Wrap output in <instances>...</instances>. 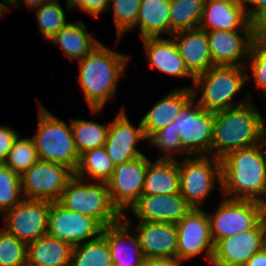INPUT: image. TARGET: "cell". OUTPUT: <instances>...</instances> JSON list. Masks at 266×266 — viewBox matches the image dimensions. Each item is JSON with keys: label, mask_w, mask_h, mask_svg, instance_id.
Masks as SVG:
<instances>
[{"label": "cell", "mask_w": 266, "mask_h": 266, "mask_svg": "<svg viewBox=\"0 0 266 266\" xmlns=\"http://www.w3.org/2000/svg\"><path fill=\"white\" fill-rule=\"evenodd\" d=\"M220 163L221 187L219 189L224 197L252 200L266 205L265 141L231 151L220 159Z\"/></svg>", "instance_id": "6da1fadb"}, {"label": "cell", "mask_w": 266, "mask_h": 266, "mask_svg": "<svg viewBox=\"0 0 266 266\" xmlns=\"http://www.w3.org/2000/svg\"><path fill=\"white\" fill-rule=\"evenodd\" d=\"M266 119L250 98L235 107L214 112L212 156L218 159L227 153L265 141Z\"/></svg>", "instance_id": "7a4b0ae2"}, {"label": "cell", "mask_w": 266, "mask_h": 266, "mask_svg": "<svg viewBox=\"0 0 266 266\" xmlns=\"http://www.w3.org/2000/svg\"><path fill=\"white\" fill-rule=\"evenodd\" d=\"M129 58L128 55L119 54L100 43L78 61V80L91 113L103 110L108 100L115 96L118 81L125 73Z\"/></svg>", "instance_id": "3957f363"}, {"label": "cell", "mask_w": 266, "mask_h": 266, "mask_svg": "<svg viewBox=\"0 0 266 266\" xmlns=\"http://www.w3.org/2000/svg\"><path fill=\"white\" fill-rule=\"evenodd\" d=\"M58 203L66 209L96 219L103 227L115 224L123 218L111 201L107 182L82 183V179L74 175Z\"/></svg>", "instance_id": "277c9868"}, {"label": "cell", "mask_w": 266, "mask_h": 266, "mask_svg": "<svg viewBox=\"0 0 266 266\" xmlns=\"http://www.w3.org/2000/svg\"><path fill=\"white\" fill-rule=\"evenodd\" d=\"M38 110V128L33 135L39 160L62 164L73 172L79 163L71 123L68 126L41 104Z\"/></svg>", "instance_id": "5b68a950"}, {"label": "cell", "mask_w": 266, "mask_h": 266, "mask_svg": "<svg viewBox=\"0 0 266 266\" xmlns=\"http://www.w3.org/2000/svg\"><path fill=\"white\" fill-rule=\"evenodd\" d=\"M249 79L246 67L213 65L195 77L192 89L202 90L196 100L201 107L216 112L235 107L232 99Z\"/></svg>", "instance_id": "8992f818"}, {"label": "cell", "mask_w": 266, "mask_h": 266, "mask_svg": "<svg viewBox=\"0 0 266 266\" xmlns=\"http://www.w3.org/2000/svg\"><path fill=\"white\" fill-rule=\"evenodd\" d=\"M178 170L180 194L192 208H201L216 183L221 187L220 159L213 156H188L184 161H178Z\"/></svg>", "instance_id": "52a82bcc"}, {"label": "cell", "mask_w": 266, "mask_h": 266, "mask_svg": "<svg viewBox=\"0 0 266 266\" xmlns=\"http://www.w3.org/2000/svg\"><path fill=\"white\" fill-rule=\"evenodd\" d=\"M211 215L208 217L215 245L222 238L253 229L266 216V205L252 200L223 198Z\"/></svg>", "instance_id": "ba28073f"}, {"label": "cell", "mask_w": 266, "mask_h": 266, "mask_svg": "<svg viewBox=\"0 0 266 266\" xmlns=\"http://www.w3.org/2000/svg\"><path fill=\"white\" fill-rule=\"evenodd\" d=\"M192 91L194 97L183 107L174 126L179 131L182 147L190 156L209 152L212 156L214 112L201 107L196 101L198 92Z\"/></svg>", "instance_id": "9c48e42d"}, {"label": "cell", "mask_w": 266, "mask_h": 266, "mask_svg": "<svg viewBox=\"0 0 266 266\" xmlns=\"http://www.w3.org/2000/svg\"><path fill=\"white\" fill-rule=\"evenodd\" d=\"M74 172L58 163L39 160L21 175L23 198L58 202Z\"/></svg>", "instance_id": "30bf717a"}, {"label": "cell", "mask_w": 266, "mask_h": 266, "mask_svg": "<svg viewBox=\"0 0 266 266\" xmlns=\"http://www.w3.org/2000/svg\"><path fill=\"white\" fill-rule=\"evenodd\" d=\"M177 258L186 261L204 253L212 261L214 243L210 220L202 208H192L177 224Z\"/></svg>", "instance_id": "8fae6325"}, {"label": "cell", "mask_w": 266, "mask_h": 266, "mask_svg": "<svg viewBox=\"0 0 266 266\" xmlns=\"http://www.w3.org/2000/svg\"><path fill=\"white\" fill-rule=\"evenodd\" d=\"M50 207L49 201L23 198L4 213L2 228L26 244L35 241L47 233Z\"/></svg>", "instance_id": "7c38bea8"}, {"label": "cell", "mask_w": 266, "mask_h": 266, "mask_svg": "<svg viewBox=\"0 0 266 266\" xmlns=\"http://www.w3.org/2000/svg\"><path fill=\"white\" fill-rule=\"evenodd\" d=\"M102 230L103 226L96 219L66 209L58 202H51L46 233L49 236L74 247L85 240L98 238Z\"/></svg>", "instance_id": "4fadbf2b"}, {"label": "cell", "mask_w": 266, "mask_h": 266, "mask_svg": "<svg viewBox=\"0 0 266 266\" xmlns=\"http://www.w3.org/2000/svg\"><path fill=\"white\" fill-rule=\"evenodd\" d=\"M149 162L150 160L145 155H142L116 165L111 178L107 181L111 201L122 215L142 195Z\"/></svg>", "instance_id": "5bb4252c"}, {"label": "cell", "mask_w": 266, "mask_h": 266, "mask_svg": "<svg viewBox=\"0 0 266 266\" xmlns=\"http://www.w3.org/2000/svg\"><path fill=\"white\" fill-rule=\"evenodd\" d=\"M265 247L266 216L253 229L220 239L214 245L211 263L214 266H244Z\"/></svg>", "instance_id": "9a60e30c"}, {"label": "cell", "mask_w": 266, "mask_h": 266, "mask_svg": "<svg viewBox=\"0 0 266 266\" xmlns=\"http://www.w3.org/2000/svg\"><path fill=\"white\" fill-rule=\"evenodd\" d=\"M199 28L205 31H262L249 20L244 0H205Z\"/></svg>", "instance_id": "2e32d148"}, {"label": "cell", "mask_w": 266, "mask_h": 266, "mask_svg": "<svg viewBox=\"0 0 266 266\" xmlns=\"http://www.w3.org/2000/svg\"><path fill=\"white\" fill-rule=\"evenodd\" d=\"M142 140L147 141L141 120L138 127L133 126L122 109L115 119L109 122L104 148L116 166L144 155L136 148L137 143Z\"/></svg>", "instance_id": "e0dca14e"}, {"label": "cell", "mask_w": 266, "mask_h": 266, "mask_svg": "<svg viewBox=\"0 0 266 266\" xmlns=\"http://www.w3.org/2000/svg\"><path fill=\"white\" fill-rule=\"evenodd\" d=\"M261 32L206 31L213 65L246 67L240 59H248L251 44Z\"/></svg>", "instance_id": "ac0fdd59"}, {"label": "cell", "mask_w": 266, "mask_h": 266, "mask_svg": "<svg viewBox=\"0 0 266 266\" xmlns=\"http://www.w3.org/2000/svg\"><path fill=\"white\" fill-rule=\"evenodd\" d=\"M123 219L103 227L101 234L107 240L112 266H143L145 257L139 237L135 232L130 234L132 222L128 221L126 213Z\"/></svg>", "instance_id": "d6986e66"}, {"label": "cell", "mask_w": 266, "mask_h": 266, "mask_svg": "<svg viewBox=\"0 0 266 266\" xmlns=\"http://www.w3.org/2000/svg\"><path fill=\"white\" fill-rule=\"evenodd\" d=\"M192 207L180 193L141 195L130 208L140 221L177 224Z\"/></svg>", "instance_id": "ffe728a7"}, {"label": "cell", "mask_w": 266, "mask_h": 266, "mask_svg": "<svg viewBox=\"0 0 266 266\" xmlns=\"http://www.w3.org/2000/svg\"><path fill=\"white\" fill-rule=\"evenodd\" d=\"M131 228L139 237L145 258H177L176 224L139 221L136 227Z\"/></svg>", "instance_id": "44dd1931"}, {"label": "cell", "mask_w": 266, "mask_h": 266, "mask_svg": "<svg viewBox=\"0 0 266 266\" xmlns=\"http://www.w3.org/2000/svg\"><path fill=\"white\" fill-rule=\"evenodd\" d=\"M188 71L198 76L213 66L205 30L200 28L178 31L171 36Z\"/></svg>", "instance_id": "7402d4cb"}, {"label": "cell", "mask_w": 266, "mask_h": 266, "mask_svg": "<svg viewBox=\"0 0 266 266\" xmlns=\"http://www.w3.org/2000/svg\"><path fill=\"white\" fill-rule=\"evenodd\" d=\"M142 42L149 68L178 78H191L193 88L195 77L188 71L173 38L147 37Z\"/></svg>", "instance_id": "603a6c76"}, {"label": "cell", "mask_w": 266, "mask_h": 266, "mask_svg": "<svg viewBox=\"0 0 266 266\" xmlns=\"http://www.w3.org/2000/svg\"><path fill=\"white\" fill-rule=\"evenodd\" d=\"M194 97L191 87L179 88L164 96L141 119L142 128L148 139L154 132L176 120L183 107Z\"/></svg>", "instance_id": "cb8c5ba5"}, {"label": "cell", "mask_w": 266, "mask_h": 266, "mask_svg": "<svg viewBox=\"0 0 266 266\" xmlns=\"http://www.w3.org/2000/svg\"><path fill=\"white\" fill-rule=\"evenodd\" d=\"M73 247L48 234L27 244V266H70Z\"/></svg>", "instance_id": "d4e9b609"}, {"label": "cell", "mask_w": 266, "mask_h": 266, "mask_svg": "<svg viewBox=\"0 0 266 266\" xmlns=\"http://www.w3.org/2000/svg\"><path fill=\"white\" fill-rule=\"evenodd\" d=\"M180 193L178 160L157 159L149 162L142 195H170Z\"/></svg>", "instance_id": "484cf974"}, {"label": "cell", "mask_w": 266, "mask_h": 266, "mask_svg": "<svg viewBox=\"0 0 266 266\" xmlns=\"http://www.w3.org/2000/svg\"><path fill=\"white\" fill-rule=\"evenodd\" d=\"M60 46L62 53L73 60L85 58L94 50L100 42L92 37L86 29L83 21L77 20L76 23H69L63 27L50 41Z\"/></svg>", "instance_id": "4316f807"}, {"label": "cell", "mask_w": 266, "mask_h": 266, "mask_svg": "<svg viewBox=\"0 0 266 266\" xmlns=\"http://www.w3.org/2000/svg\"><path fill=\"white\" fill-rule=\"evenodd\" d=\"M170 0H141L137 23L142 39L170 34Z\"/></svg>", "instance_id": "83f0119b"}, {"label": "cell", "mask_w": 266, "mask_h": 266, "mask_svg": "<svg viewBox=\"0 0 266 266\" xmlns=\"http://www.w3.org/2000/svg\"><path fill=\"white\" fill-rule=\"evenodd\" d=\"M115 165L107 155L104 146L88 150L80 155L79 163L74 172V175L78 178H86L94 181L107 182L114 171Z\"/></svg>", "instance_id": "f1b7e54d"}, {"label": "cell", "mask_w": 266, "mask_h": 266, "mask_svg": "<svg viewBox=\"0 0 266 266\" xmlns=\"http://www.w3.org/2000/svg\"><path fill=\"white\" fill-rule=\"evenodd\" d=\"M205 0H170V35L199 28Z\"/></svg>", "instance_id": "f546056e"}, {"label": "cell", "mask_w": 266, "mask_h": 266, "mask_svg": "<svg viewBox=\"0 0 266 266\" xmlns=\"http://www.w3.org/2000/svg\"><path fill=\"white\" fill-rule=\"evenodd\" d=\"M70 266H112L107 240L100 235L74 246Z\"/></svg>", "instance_id": "4dcf8cb0"}, {"label": "cell", "mask_w": 266, "mask_h": 266, "mask_svg": "<svg viewBox=\"0 0 266 266\" xmlns=\"http://www.w3.org/2000/svg\"><path fill=\"white\" fill-rule=\"evenodd\" d=\"M71 130L76 150L79 154L104 146L109 124L101 125L93 121L72 119Z\"/></svg>", "instance_id": "1f68e13d"}, {"label": "cell", "mask_w": 266, "mask_h": 266, "mask_svg": "<svg viewBox=\"0 0 266 266\" xmlns=\"http://www.w3.org/2000/svg\"><path fill=\"white\" fill-rule=\"evenodd\" d=\"M38 161L39 157L32 137L20 138L18 135L3 163L21 176Z\"/></svg>", "instance_id": "d6a6232c"}, {"label": "cell", "mask_w": 266, "mask_h": 266, "mask_svg": "<svg viewBox=\"0 0 266 266\" xmlns=\"http://www.w3.org/2000/svg\"><path fill=\"white\" fill-rule=\"evenodd\" d=\"M39 30L47 42L68 23L65 12L58 0H50L36 9Z\"/></svg>", "instance_id": "836d02e7"}, {"label": "cell", "mask_w": 266, "mask_h": 266, "mask_svg": "<svg viewBox=\"0 0 266 266\" xmlns=\"http://www.w3.org/2000/svg\"><path fill=\"white\" fill-rule=\"evenodd\" d=\"M21 176L7 165L0 163V214L16 206L23 197Z\"/></svg>", "instance_id": "e575fe53"}, {"label": "cell", "mask_w": 266, "mask_h": 266, "mask_svg": "<svg viewBox=\"0 0 266 266\" xmlns=\"http://www.w3.org/2000/svg\"><path fill=\"white\" fill-rule=\"evenodd\" d=\"M112 3V4H111ZM141 0H110L108 10L113 9L117 42L123 34L136 27Z\"/></svg>", "instance_id": "d590c367"}, {"label": "cell", "mask_w": 266, "mask_h": 266, "mask_svg": "<svg viewBox=\"0 0 266 266\" xmlns=\"http://www.w3.org/2000/svg\"><path fill=\"white\" fill-rule=\"evenodd\" d=\"M248 58L245 65L251 69L250 75L257 88L263 90L260 95L266 96V31H262L252 42Z\"/></svg>", "instance_id": "8d00e7d4"}, {"label": "cell", "mask_w": 266, "mask_h": 266, "mask_svg": "<svg viewBox=\"0 0 266 266\" xmlns=\"http://www.w3.org/2000/svg\"><path fill=\"white\" fill-rule=\"evenodd\" d=\"M0 266H27V244L0 228Z\"/></svg>", "instance_id": "74e56055"}, {"label": "cell", "mask_w": 266, "mask_h": 266, "mask_svg": "<svg viewBox=\"0 0 266 266\" xmlns=\"http://www.w3.org/2000/svg\"><path fill=\"white\" fill-rule=\"evenodd\" d=\"M147 141L162 151L163 155L159 156V159L174 160L176 152L183 155L189 154L182 147L179 131L175 129L174 121L154 132Z\"/></svg>", "instance_id": "f35d334b"}, {"label": "cell", "mask_w": 266, "mask_h": 266, "mask_svg": "<svg viewBox=\"0 0 266 266\" xmlns=\"http://www.w3.org/2000/svg\"><path fill=\"white\" fill-rule=\"evenodd\" d=\"M66 5L69 11L77 6L83 12L98 17L99 14L108 11L109 0H67Z\"/></svg>", "instance_id": "ab89813d"}, {"label": "cell", "mask_w": 266, "mask_h": 266, "mask_svg": "<svg viewBox=\"0 0 266 266\" xmlns=\"http://www.w3.org/2000/svg\"><path fill=\"white\" fill-rule=\"evenodd\" d=\"M244 4H251L250 9L246 7L249 20L266 31V0H244Z\"/></svg>", "instance_id": "60d3db41"}, {"label": "cell", "mask_w": 266, "mask_h": 266, "mask_svg": "<svg viewBox=\"0 0 266 266\" xmlns=\"http://www.w3.org/2000/svg\"><path fill=\"white\" fill-rule=\"evenodd\" d=\"M17 136L18 134L13 128L0 126V163L7 158Z\"/></svg>", "instance_id": "b9f144b4"}, {"label": "cell", "mask_w": 266, "mask_h": 266, "mask_svg": "<svg viewBox=\"0 0 266 266\" xmlns=\"http://www.w3.org/2000/svg\"><path fill=\"white\" fill-rule=\"evenodd\" d=\"M182 261L178 258H145L143 266H181Z\"/></svg>", "instance_id": "7bdbcfd3"}, {"label": "cell", "mask_w": 266, "mask_h": 266, "mask_svg": "<svg viewBox=\"0 0 266 266\" xmlns=\"http://www.w3.org/2000/svg\"><path fill=\"white\" fill-rule=\"evenodd\" d=\"M20 1L19 0H8V5H10L11 7L20 8L19 6L21 3ZM49 1L50 0H23V2H25V5L29 9H38L42 5H45L46 3H48Z\"/></svg>", "instance_id": "ee69618b"}, {"label": "cell", "mask_w": 266, "mask_h": 266, "mask_svg": "<svg viewBox=\"0 0 266 266\" xmlns=\"http://www.w3.org/2000/svg\"><path fill=\"white\" fill-rule=\"evenodd\" d=\"M244 266H266V247L255 253Z\"/></svg>", "instance_id": "f6af8a7d"}, {"label": "cell", "mask_w": 266, "mask_h": 266, "mask_svg": "<svg viewBox=\"0 0 266 266\" xmlns=\"http://www.w3.org/2000/svg\"><path fill=\"white\" fill-rule=\"evenodd\" d=\"M3 1V2H2ZM8 6V0H0V17L5 15L4 13H6V10H9V6Z\"/></svg>", "instance_id": "bcb514c9"}]
</instances>
